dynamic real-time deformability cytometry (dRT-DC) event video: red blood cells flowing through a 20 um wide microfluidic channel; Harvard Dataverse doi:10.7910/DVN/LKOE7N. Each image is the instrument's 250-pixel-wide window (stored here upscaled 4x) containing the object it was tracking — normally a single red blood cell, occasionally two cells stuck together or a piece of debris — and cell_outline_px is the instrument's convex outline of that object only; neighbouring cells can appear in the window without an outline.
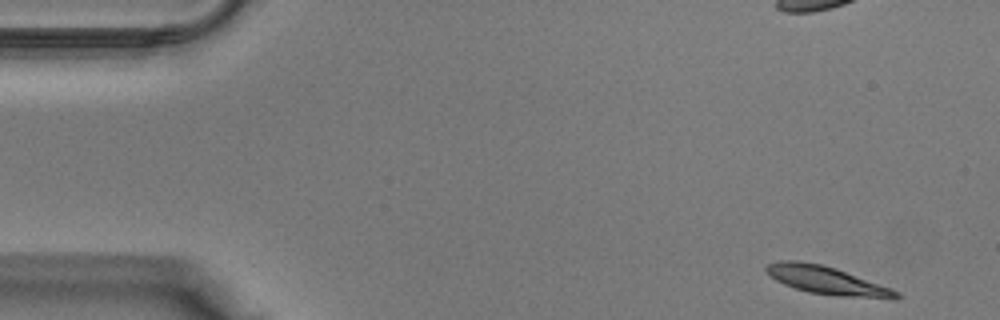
{"species": "Egyptian fruit bat (a non-hibernating species)", "species_latin": "Rousettus aegyptiacus", "temperature_condition": "warm", "stored_images_in_passage": 39, "camera_frame_rate_fps": 3000, "um_per_image_px": 0.085, "animal": {"sex": "male"}, "frame": {"image": 1, "passage_image": 1, "time_ms": 0.0, "image_size_px": [1000, 320], "cell_outline_px": [[900, 296], [840, 296], [808, 292], [784, 284], [776, 280], [764, 268], [768, 264], [780, 260], [800, 260], [820, 264], [836, 268], [900, 292]], "centroid_in_image_um": [70.12, 23.78], "position_along_channel_um": 14.9, "area_um2": 20.23}}
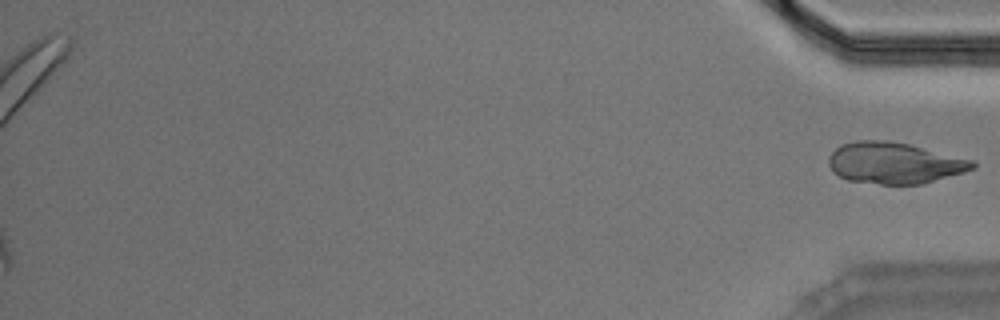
{"frame": {"image": 2, "passage_image": 39, "time_ms": 12.667, "image_size_px": [1000, 320], "cell_outline_px": [[976, 168], [964, 172], [920, 184], [880, 184], [848, 180], [832, 172], [828, 164], [828, 156], [840, 144], [856, 140], [884, 140], [908, 144], [972, 160], [976, 164]], "centroid_in_image_um": [75.97, 13.85], "position_along_channel_um": 359.2, "area_um2": 34.45}}